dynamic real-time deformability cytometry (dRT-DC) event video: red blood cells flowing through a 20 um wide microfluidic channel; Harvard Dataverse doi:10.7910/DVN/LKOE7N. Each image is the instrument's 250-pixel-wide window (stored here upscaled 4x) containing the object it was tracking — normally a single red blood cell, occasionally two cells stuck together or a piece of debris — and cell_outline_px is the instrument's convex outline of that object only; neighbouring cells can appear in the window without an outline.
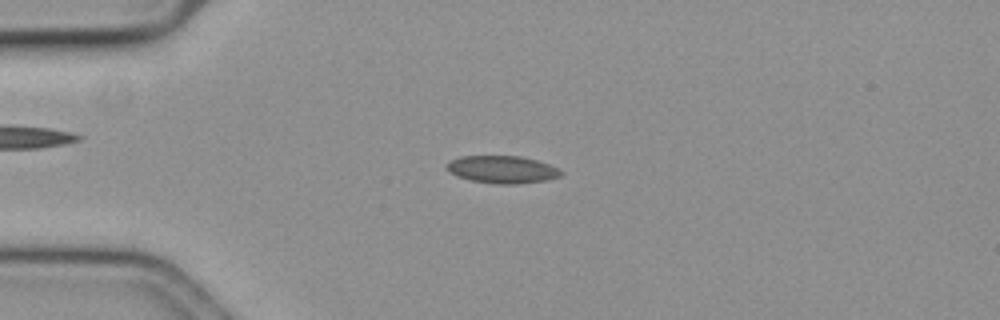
{"species": "common noctule bat (a hibernating species)", "species_latin": "Nyctalus noctula", "temperature_condition": "cold", "stored_images_in_passage": 52, "camera_frame_rate_fps": 3000, "um_per_image_px": 0.085, "animal": {"sex": "female", "body_mass_g": 19.3, "forearm_length_mm": 54.1}, "frame": {"image": 1, "passage_image": 9, "time_ms": 2.667, "image_size_px": [1000, 320], "cell_outline_px": [[564, 172], [560, 176], [548, 180], [516, 184], [492, 184], [468, 180], [456, 176], [448, 168], [448, 164], [452, 160], [460, 156], [520, 156], [536, 160], [548, 164]], "centroid_in_image_um": [42.71, 14.42], "position_along_channel_um": 42.3, "area_um2": 18.21}}
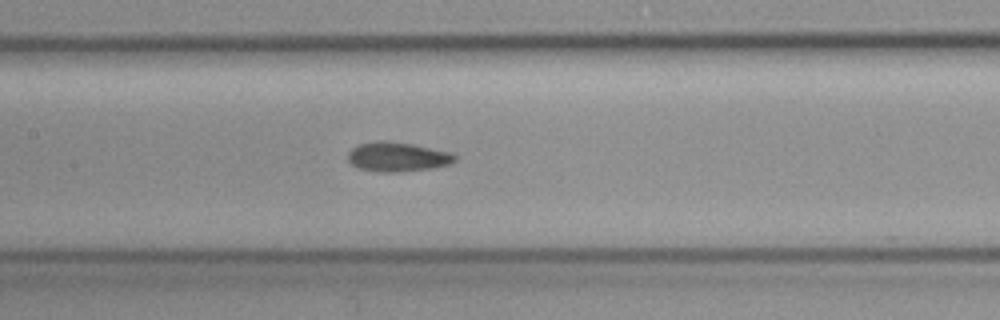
{"frame": {"image": 2, "passage_image": 22, "time_ms": 7.0, "image_size_px": [1000, 320], "cell_outline_px": [[456, 160], [452, 164], [432, 168], [400, 172], [380, 172], [360, 168], [352, 164], [348, 160], [348, 152], [352, 148], [360, 144], [380, 140], [388, 140], [412, 144], [452, 152], [456, 156]], "centroid_in_image_um": [33.82, 13.33], "position_along_channel_um": 173.6, "area_um2": 18.44}}
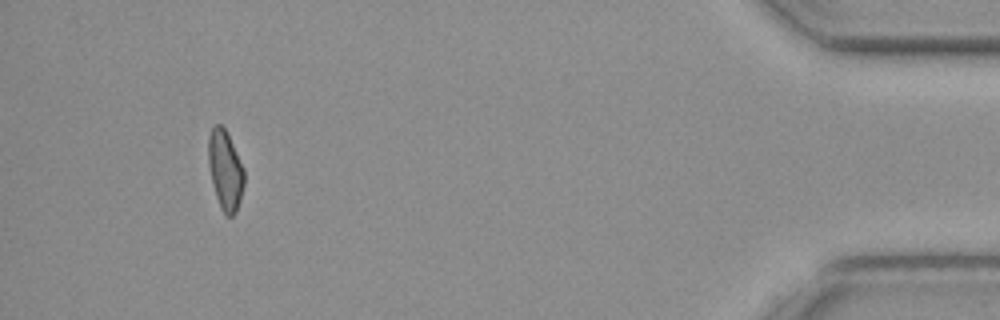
{"frame": {"image": 3, "passage_image": 48, "time_ms": 15.667, "image_size_px": [1000, 320], "cell_outline_px": [[244, 184], [240, 200], [236, 212], [232, 216], [224, 216], [220, 208], [216, 196], [208, 164], [208, 136], [212, 128], [216, 124], [220, 124], [224, 128], [244, 168]], "centroid_in_image_um": [19.14, 14.5], "position_along_channel_um": 416.1, "area_um2": 16.47}}